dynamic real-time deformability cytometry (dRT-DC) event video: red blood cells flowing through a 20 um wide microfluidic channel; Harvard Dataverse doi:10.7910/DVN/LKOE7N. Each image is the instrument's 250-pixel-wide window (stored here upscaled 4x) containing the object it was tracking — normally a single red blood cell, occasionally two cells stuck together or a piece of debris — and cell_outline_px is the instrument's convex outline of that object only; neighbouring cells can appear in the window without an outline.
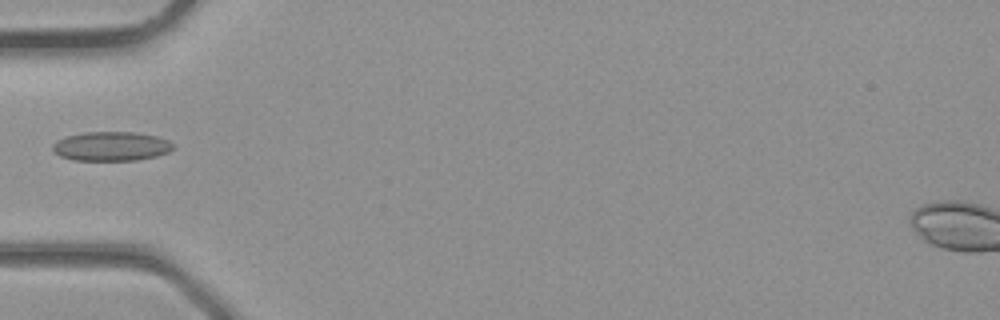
{"species": "common noctule bat (a hibernating species)", "species_latin": "Nyctalus noctula", "temperature_condition": "room temperature", "stored_images_in_passage": 4, "camera_frame_rate_fps": 3000, "um_per_image_px": 0.085, "animal": {"sex": "male", "body_mass_g": 23.1, "forearm_length_mm": 52.7}, "frame": {"image": 1, "passage_image": 4, "time_ms": 1.0, "image_size_px": [1000, 320], "cell_outline_px": [[172, 148], [168, 152], [156, 156], [136, 160], [72, 160], [60, 156], [52, 152], [52, 144], [56, 140], [68, 136], [84, 132], [136, 132], [156, 136], [168, 140], [172, 144]], "centroid_in_image_um": [9.4, 12.43], "position_along_channel_um": 75.6, "area_um2": 20.52}}